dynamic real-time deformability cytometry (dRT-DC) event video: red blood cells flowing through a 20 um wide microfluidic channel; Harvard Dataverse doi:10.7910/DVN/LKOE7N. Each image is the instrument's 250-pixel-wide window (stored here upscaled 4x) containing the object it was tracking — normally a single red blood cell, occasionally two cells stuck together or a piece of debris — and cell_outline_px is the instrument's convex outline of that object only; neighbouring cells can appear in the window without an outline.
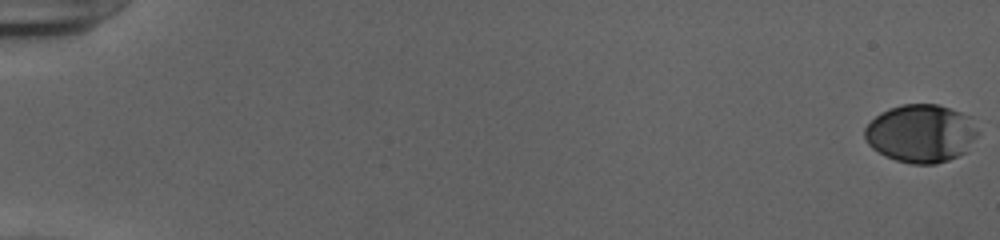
{"species": "human", "species_latin": "Homo sapiens", "temperature_condition": "cold", "stored_images_in_passage": 55, "camera_frame_rate_fps": 3000, "um_per_image_px": 0.085, "donor": {"sex": "female"}, "frame": {"image": 1, "passage_image": 1, "time_ms": 0.0, "image_size_px": [1000, 240], "cell_outline_px": [[980, 132], [964, 152], [948, 160], [936, 164], [912, 164], [896, 160], [884, 156], [872, 148], [868, 144], [864, 136], [864, 128], [880, 112], [888, 108], [900, 104], [940, 104], [972, 116]], "centroid_in_image_um": [78.29, 11.32], "position_along_channel_um": 6.7, "area_um2": 38.73}}
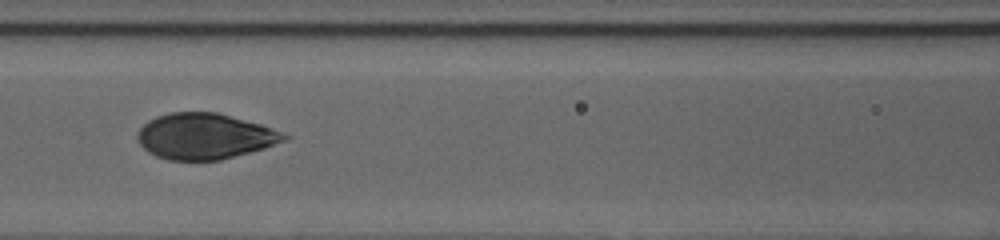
{"frame": {"image": 2, "passage_image": 27, "time_ms": 8.667, "image_size_px": [1000, 240], "cell_outline_px": [[292, 136], [284, 140], [264, 148], [220, 160], [168, 160], [156, 156], [148, 152], [140, 144], [136, 136], [136, 132], [148, 120], [156, 116], [168, 112], [216, 112], [260, 124], [272, 128]], "centroid_in_image_um": [17.36, 11.58], "position_along_channel_um": 149.2, "area_um2": 39.07}}
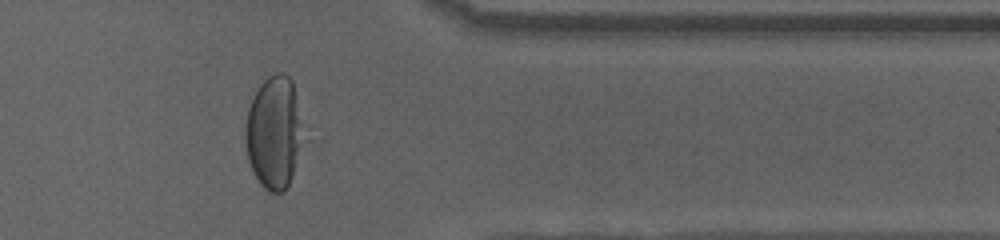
{"frame": {"image": 3, "passage_image": 46, "time_ms": 15.0, "image_size_px": [1000, 240], "cell_outline_px": [[300, 144], [292, 176], [284, 192], [268, 192], [260, 184], [248, 160], [244, 132], [248, 108], [260, 84], [268, 76], [276, 72], [284, 72], [292, 80], [300, 140]], "centroid_in_image_um": [23.21, 11.28], "position_along_channel_um": 388.2, "area_um2": 36.47}, "authors_computed_cell_mechanics": {"area_um2": 40.171, "velocity_mm_per_s": 3.9105, "shape_relaxation_time_tau1_ms": 4.1685, "shape_relaxation_time_tau2_ms": null, "deformation_change_tau1": 0.2034, "deformation_change_tau2": null}}